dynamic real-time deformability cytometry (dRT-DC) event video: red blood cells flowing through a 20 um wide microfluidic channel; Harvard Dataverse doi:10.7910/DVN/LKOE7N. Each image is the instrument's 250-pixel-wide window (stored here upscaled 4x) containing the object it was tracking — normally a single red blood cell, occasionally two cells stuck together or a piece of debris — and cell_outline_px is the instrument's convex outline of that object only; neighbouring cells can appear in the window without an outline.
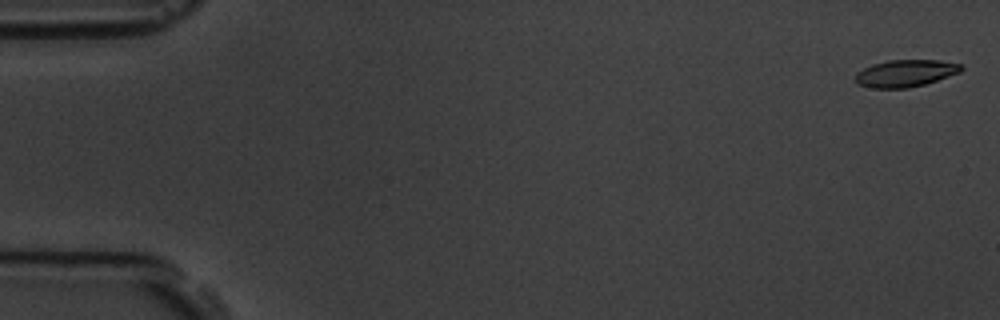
{"species": "common noctule bat (a hibernating species)", "species_latin": "Nyctalus noctula", "temperature_condition": "room temperature", "stored_images_in_passage": 6, "camera_frame_rate_fps": 3000, "um_per_image_px": 0.085, "animal": {"sex": "male", "body_mass_g": 19.5, "forearm_length_mm": 54.6}, "frame": {"image": 1, "passage_image": 1, "time_ms": 0.0, "image_size_px": [1000, 320], "cell_outline_px": [[964, 68], [960, 72], [924, 84], [908, 88], [872, 88], [856, 84], [856, 72], [872, 64], [888, 60], [940, 60], [964, 64]], "centroid_in_image_um": [76.97, 6.22], "position_along_channel_um": 8.0, "area_um2": 16.76}}
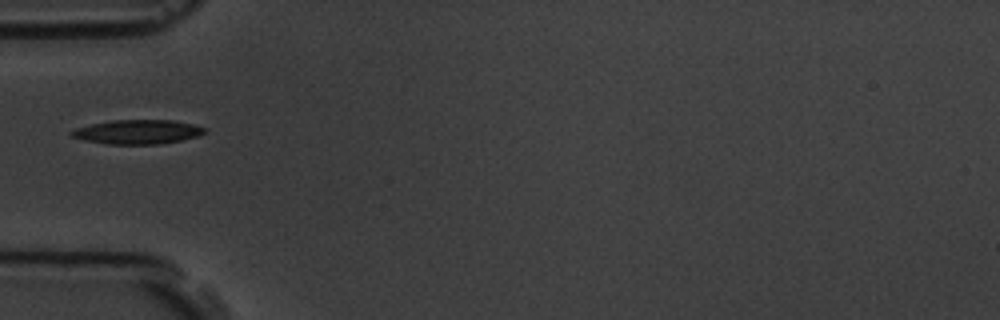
{"frame": {"image": 2, "passage_image": 5, "time_ms": 5.667, "image_size_px": [1000, 320], "cell_outline_px": [[208, 132], [200, 136], [160, 144], [108, 144], [84, 140], [72, 136], [68, 132], [76, 128], [92, 124], [112, 120], [172, 120], [192, 124], [208, 128]], "centroid_in_image_um": [11.74, 11.21], "position_along_channel_um": 73.3, "area_um2": 18.84}}
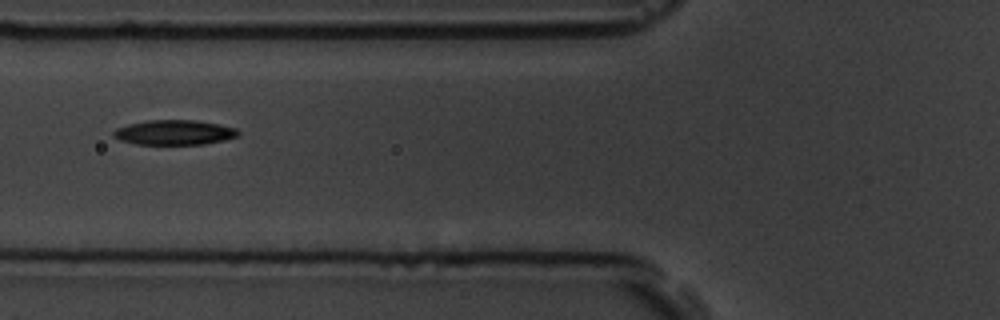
{"frame": {"image": 3, "passage_image": 6, "time_ms": 6.667, "image_size_px": [1000, 320], "cell_outline_px": [[240, 136], [224, 140], [204, 144], [136, 144], [120, 140], [112, 136], [112, 132], [116, 128], [128, 124], [148, 120], [196, 120], [220, 124], [236, 128], [240, 132]], "centroid_in_image_um": [14.83, 11.25], "position_along_channel_um": 111.0, "area_um2": 18.21}}